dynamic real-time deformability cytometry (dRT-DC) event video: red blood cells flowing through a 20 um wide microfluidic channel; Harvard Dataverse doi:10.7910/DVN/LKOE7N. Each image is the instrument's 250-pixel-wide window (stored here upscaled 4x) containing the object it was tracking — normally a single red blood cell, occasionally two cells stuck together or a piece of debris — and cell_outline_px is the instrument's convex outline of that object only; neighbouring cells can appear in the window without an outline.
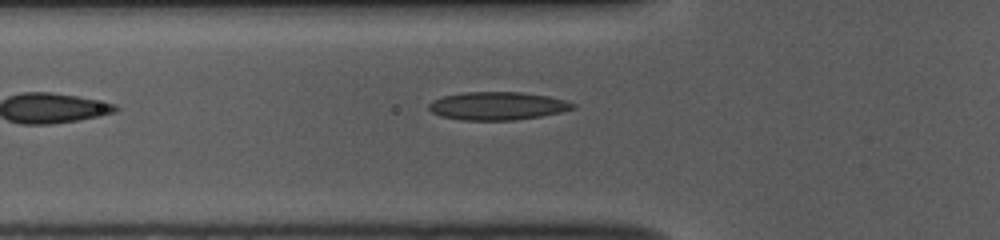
{"species": "common noctule bat (a hibernating species)", "species_latin": "Nyctalus noctula", "temperature_condition": "room temperature", "stored_images_in_passage": 24, "camera_frame_rate_fps": 3000, "um_per_image_px": 0.085, "animal": {"sex": "female", "body_mass_g": 10.0, "forearm_length_mm": 53.1}, "frame": {"image": 1, "passage_image": 4, "time_ms": 1.0, "image_size_px": [1000, 240], "cell_outline_px": [[576, 108], [560, 112], [540, 116], [516, 120], [460, 120], [440, 116], [432, 112], [428, 108], [428, 104], [432, 100], [444, 96], [464, 92], [520, 92], [548, 96], [564, 100], [576, 104]], "centroid_in_image_um": [42.26, 9.0], "position_along_channel_um": 83.5, "area_um2": 23.58}}
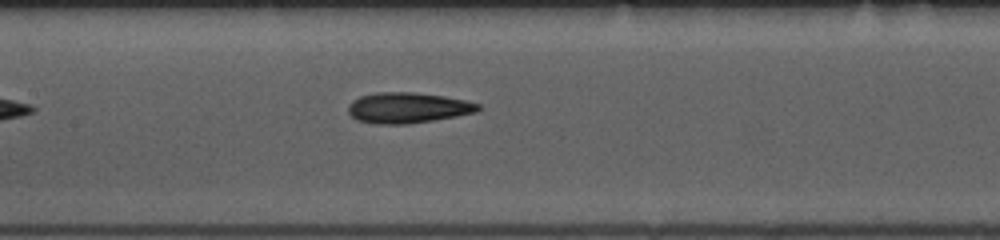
{"frame": {"image": 2, "passage_image": 11, "time_ms": 3.333, "image_size_px": [1000, 240], "cell_outline_px": [[480, 108], [476, 112], [456, 116], [408, 124], [376, 124], [356, 120], [348, 112], [348, 104], [352, 100], [360, 96], [376, 92], [412, 92], [444, 96], [464, 100], [480, 104]], "centroid_in_image_um": [34.62, 9.16], "position_along_channel_um": 172.8, "area_um2": 23.18}}
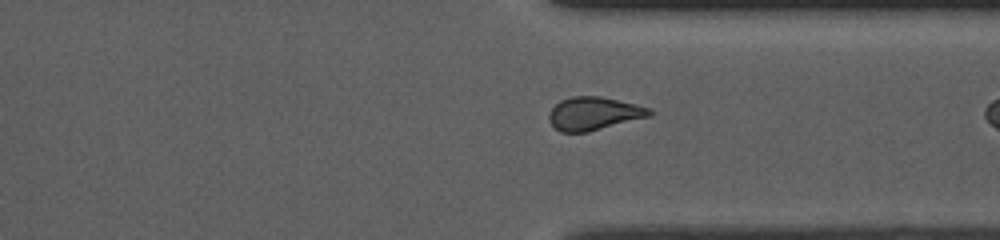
{"frame": {"image": 3, "passage_image": 23, "time_ms": 7.333, "image_size_px": [1000, 240], "cell_outline_px": [[656, 112], [652, 116], [588, 132], [560, 132], [548, 120], [548, 112], [560, 100], [572, 96], [600, 96], [636, 104], [652, 108]], "centroid_in_image_um": [50.52, 9.65], "position_along_channel_um": 360.9, "area_um2": 19.71}}